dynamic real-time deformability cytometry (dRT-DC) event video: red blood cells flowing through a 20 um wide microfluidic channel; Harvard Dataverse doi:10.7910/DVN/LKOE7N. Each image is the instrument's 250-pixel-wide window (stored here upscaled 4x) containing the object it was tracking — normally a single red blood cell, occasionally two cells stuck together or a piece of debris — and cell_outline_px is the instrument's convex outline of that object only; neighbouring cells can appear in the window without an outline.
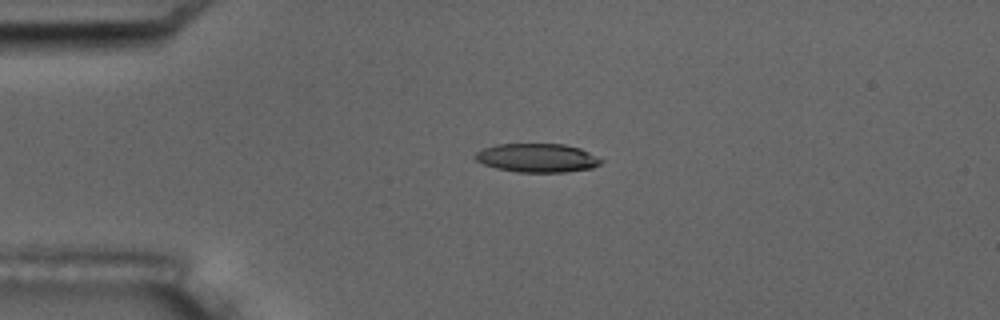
{"species": "common noctule bat (a hibernating species)", "species_latin": "Nyctalus noctula", "temperature_condition": "room temperature", "stored_images_in_passage": 5, "camera_frame_rate_fps": 3000, "um_per_image_px": 0.085, "animal": {"sex": "male", "body_mass_g": 17.5, "forearm_length_mm": 52.3}, "frame": {"image": 1, "passage_image": 2, "time_ms": 1.0, "image_size_px": [1000, 320], "cell_outline_px": [[604, 160], [600, 164], [592, 168], [564, 172], [516, 172], [496, 168], [484, 164], [476, 160], [472, 156], [476, 152], [484, 148], [496, 144], [564, 144], [580, 148]], "centroid_in_image_um": [45.65, 13.42], "position_along_channel_um": 39.4, "area_um2": 21.1}}